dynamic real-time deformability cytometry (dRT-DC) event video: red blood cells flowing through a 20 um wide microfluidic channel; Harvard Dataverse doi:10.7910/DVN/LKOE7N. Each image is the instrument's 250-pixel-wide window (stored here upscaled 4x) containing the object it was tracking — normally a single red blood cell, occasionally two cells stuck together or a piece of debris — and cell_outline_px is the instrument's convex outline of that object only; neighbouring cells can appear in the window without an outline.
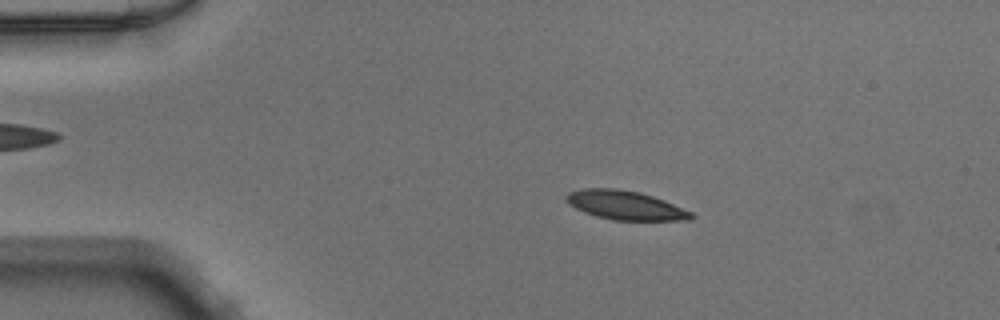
{"species": "Egyptian fruit bat (a non-hibernating species)", "species_latin": "Rousettus aegyptiacus", "temperature_condition": "warm", "stored_images_in_passage": 49, "camera_frame_rate_fps": 3000, "um_per_image_px": 0.085, "animal": {"sex": "male"}, "frame": {"image": 1, "passage_image": 9, "time_ms": 2.667, "image_size_px": [1000, 320], "cell_outline_px": [[692, 216], [688, 220], [612, 220], [596, 216], [584, 212], [568, 204], [564, 196], [568, 192], [584, 188], [616, 188], [640, 192], [664, 200], [692, 212]], "centroid_in_image_um": [53.1, 17.43], "position_along_channel_um": 31.9, "area_um2": 21.04}}
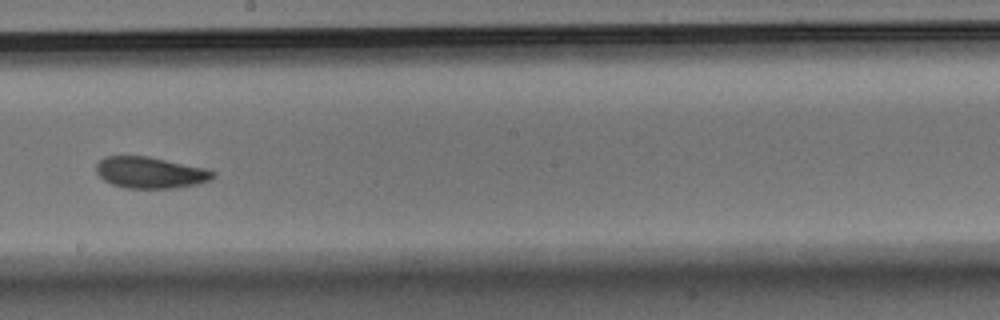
{"frame": {"image": 2, "passage_image": 28, "time_ms": 9.0, "image_size_px": [1000, 320], "cell_outline_px": [[216, 176], [212, 180], [196, 184], [176, 188], [124, 188], [112, 184], [104, 180], [96, 172], [96, 164], [104, 156], [148, 156], [204, 168], [216, 172]], "centroid_in_image_um": [12.78, 14.67], "position_along_channel_um": 235.4, "area_um2": 21.39}}
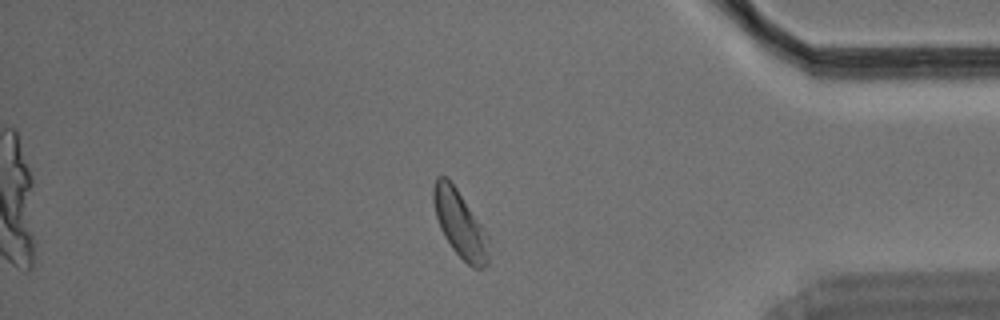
{"frame": {"image": 3, "passage_image": 42, "time_ms": 13.667, "image_size_px": [1000, 320], "cell_outline_px": [[488, 264], [480, 268], [472, 268], [452, 248], [444, 236], [440, 228], [436, 216], [432, 200], [432, 188], [436, 176], [444, 176], [456, 188], [488, 236]], "centroid_in_image_um": [39.06, 19.04], "position_along_channel_um": 396.1, "area_um2": 21.04}}